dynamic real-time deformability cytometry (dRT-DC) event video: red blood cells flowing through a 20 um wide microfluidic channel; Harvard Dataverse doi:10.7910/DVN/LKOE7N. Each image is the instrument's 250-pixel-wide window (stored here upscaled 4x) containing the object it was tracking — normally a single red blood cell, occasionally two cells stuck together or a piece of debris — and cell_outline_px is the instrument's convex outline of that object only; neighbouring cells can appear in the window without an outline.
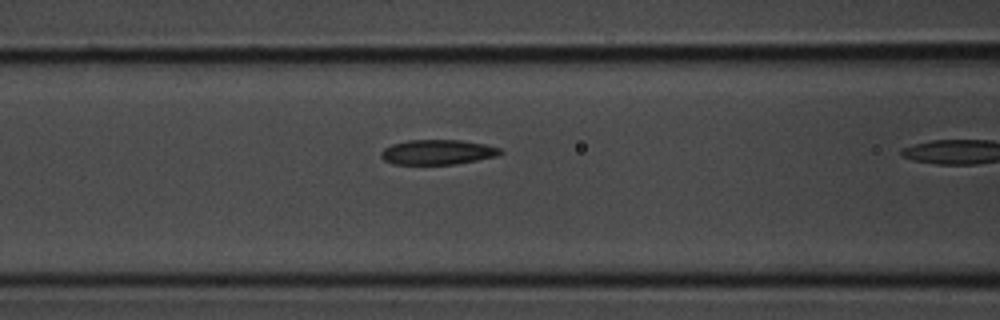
{"species": "common noctule bat (a hibernating species)", "species_latin": "Nyctalus noctula", "temperature_condition": "room temperature", "stored_images_in_passage": 5, "camera_frame_rate_fps": 3000, "um_per_image_px": 0.085, "animal": {"sex": "male", "body_mass_g": 20.1, "forearm_length_mm": 53.5}, "frame": {"image": 1, "passage_image": 4, "time_ms": 1.0, "image_size_px": [1000, 320], "cell_outline_px": [[504, 152], [496, 156], [456, 164], [392, 164], [384, 160], [380, 156], [380, 152], [384, 148], [392, 144], [408, 140], [460, 140], [484, 144], [500, 148]], "centroid_in_image_um": [37.17, 12.93], "position_along_channel_um": 129.4, "area_um2": 17.28}}